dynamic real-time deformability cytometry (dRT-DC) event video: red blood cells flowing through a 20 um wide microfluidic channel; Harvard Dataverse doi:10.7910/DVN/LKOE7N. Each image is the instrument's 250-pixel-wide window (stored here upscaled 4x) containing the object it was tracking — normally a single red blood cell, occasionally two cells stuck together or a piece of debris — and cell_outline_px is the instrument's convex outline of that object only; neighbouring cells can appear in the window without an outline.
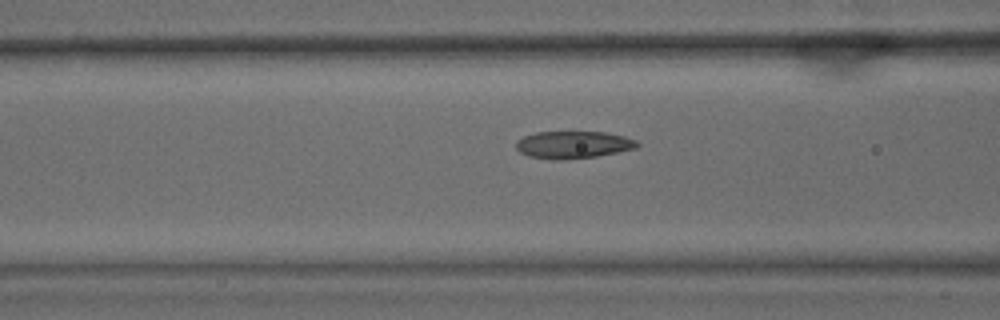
{"species": "common noctule bat (a hibernating species)", "species_latin": "Nyctalus noctula", "temperature_condition": "warm", "stored_images_in_passage": 34, "camera_frame_rate_fps": 3000, "um_per_image_px": 0.085, "animal": {"sex": "male", "body_mass_g": 15.6}, "frame": {"image": 1, "passage_image": 11, "time_ms": 3.333, "image_size_px": [1000, 320], "cell_outline_px": [[640, 144], [636, 148], [596, 156], [564, 160], [556, 160], [528, 156], [520, 152], [516, 148], [516, 140], [524, 136], [536, 132], [604, 132], [624, 136], [636, 140]], "centroid_in_image_um": [48.7, 12.3], "position_along_channel_um": 117.9, "area_um2": 19.25}}
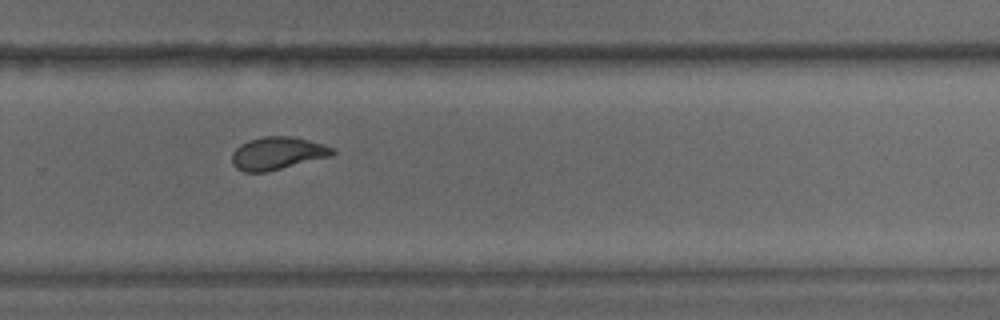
{"frame": {"image": 2, "passage_image": 26, "time_ms": 8.333, "image_size_px": [1000, 320], "cell_outline_px": [[336, 152], [332, 156], [268, 172], [244, 172], [236, 168], [232, 164], [232, 152], [240, 144], [248, 140], [264, 136], [292, 136], [320, 144], [332, 148]], "centroid_in_image_um": [23.54, 13.04], "position_along_channel_um": 306.3, "area_um2": 19.19}}
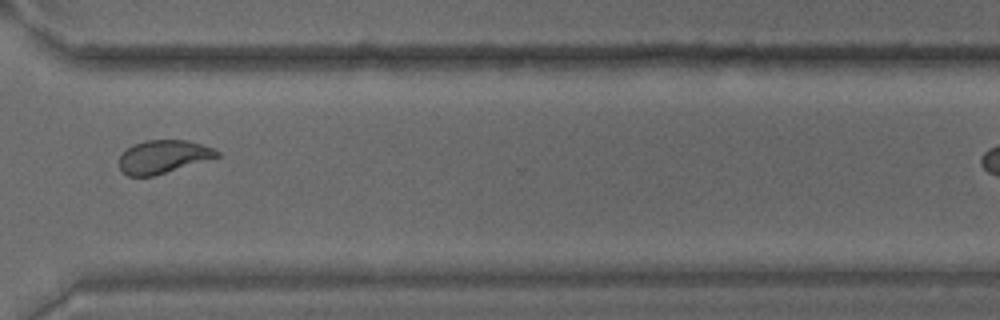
{"frame": {"image": 3, "passage_image": 30, "time_ms": 9.667, "image_size_px": [1000, 320], "cell_outline_px": [[220, 156], [152, 176], [128, 176], [120, 168], [120, 156], [128, 148], [144, 140], [188, 140], [212, 148], [220, 152]], "centroid_in_image_um": [13.88, 13.31], "position_along_channel_um": 356.7, "area_um2": 18.44}}